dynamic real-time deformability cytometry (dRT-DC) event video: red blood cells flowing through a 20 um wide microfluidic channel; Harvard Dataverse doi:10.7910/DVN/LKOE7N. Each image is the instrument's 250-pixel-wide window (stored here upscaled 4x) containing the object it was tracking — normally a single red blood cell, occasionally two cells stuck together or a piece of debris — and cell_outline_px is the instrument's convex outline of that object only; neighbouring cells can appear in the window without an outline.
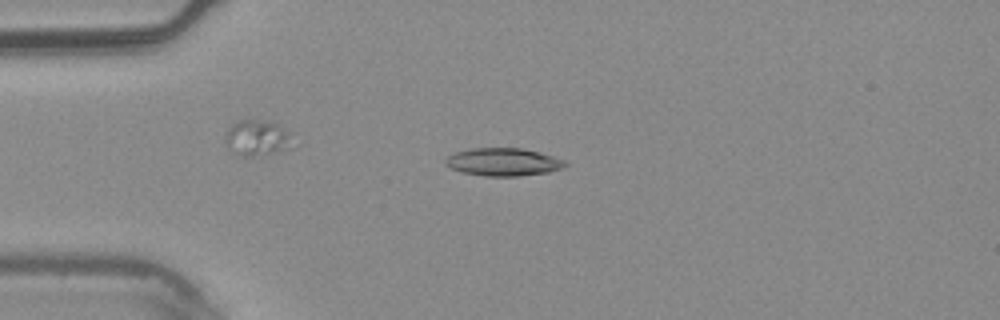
{"species": "common noctule bat (a hibernating species)", "species_latin": "Nyctalus noctula", "temperature_condition": "warm", "stored_images_in_passage": 4, "camera_frame_rate_fps": 3000, "um_per_image_px": 0.085, "animal": {"sex": "male", "body_mass_g": 20.4}, "frame": {"image": 1, "passage_image": 3, "time_ms": 0.667, "image_size_px": [1000, 320], "cell_outline_px": [[568, 164], [564, 168], [548, 172], [516, 176], [484, 176], [464, 172], [452, 168], [444, 164], [444, 160], [448, 156], [456, 152], [472, 148], [520, 148], [540, 152], [564, 160]], "centroid_in_image_um": [42.79, 13.76], "position_along_channel_um": 42.2, "area_um2": 19.31}}